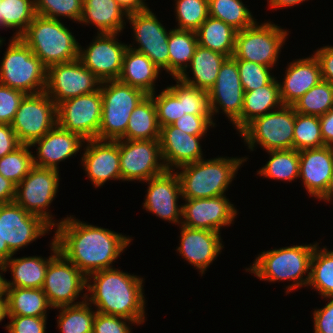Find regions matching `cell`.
<instances>
[{
  "label": "cell",
  "mask_w": 333,
  "mask_h": 333,
  "mask_svg": "<svg viewBox=\"0 0 333 333\" xmlns=\"http://www.w3.org/2000/svg\"><path fill=\"white\" fill-rule=\"evenodd\" d=\"M54 239L59 252L86 277L112 267L131 238L109 229L81 222L70 216L57 225Z\"/></svg>",
  "instance_id": "cell-1"
},
{
  "label": "cell",
  "mask_w": 333,
  "mask_h": 333,
  "mask_svg": "<svg viewBox=\"0 0 333 333\" xmlns=\"http://www.w3.org/2000/svg\"><path fill=\"white\" fill-rule=\"evenodd\" d=\"M142 283L143 278L116 268L96 271L87 276L86 301L94 304L98 313L122 316L140 325L145 320Z\"/></svg>",
  "instance_id": "cell-2"
},
{
  "label": "cell",
  "mask_w": 333,
  "mask_h": 333,
  "mask_svg": "<svg viewBox=\"0 0 333 333\" xmlns=\"http://www.w3.org/2000/svg\"><path fill=\"white\" fill-rule=\"evenodd\" d=\"M247 158L201 159L183 165L176 171L181 183L182 198L200 199L224 195L238 168ZM181 168V169H180Z\"/></svg>",
  "instance_id": "cell-3"
},
{
  "label": "cell",
  "mask_w": 333,
  "mask_h": 333,
  "mask_svg": "<svg viewBox=\"0 0 333 333\" xmlns=\"http://www.w3.org/2000/svg\"><path fill=\"white\" fill-rule=\"evenodd\" d=\"M315 246L316 243L263 251L246 271H251L250 273L255 274L261 280L269 282L293 280V283L286 287V293L301 286L307 287ZM306 273L305 278L303 276Z\"/></svg>",
  "instance_id": "cell-4"
},
{
  "label": "cell",
  "mask_w": 333,
  "mask_h": 333,
  "mask_svg": "<svg viewBox=\"0 0 333 333\" xmlns=\"http://www.w3.org/2000/svg\"><path fill=\"white\" fill-rule=\"evenodd\" d=\"M20 38L46 68L79 58L80 45L60 19L36 15Z\"/></svg>",
  "instance_id": "cell-5"
},
{
  "label": "cell",
  "mask_w": 333,
  "mask_h": 333,
  "mask_svg": "<svg viewBox=\"0 0 333 333\" xmlns=\"http://www.w3.org/2000/svg\"><path fill=\"white\" fill-rule=\"evenodd\" d=\"M0 65V84L25 94L45 91L47 68L20 37H12Z\"/></svg>",
  "instance_id": "cell-6"
},
{
  "label": "cell",
  "mask_w": 333,
  "mask_h": 333,
  "mask_svg": "<svg viewBox=\"0 0 333 333\" xmlns=\"http://www.w3.org/2000/svg\"><path fill=\"white\" fill-rule=\"evenodd\" d=\"M100 92L102 118L98 140L121 139L126 133L131 112L147 94L118 79L101 82Z\"/></svg>",
  "instance_id": "cell-7"
},
{
  "label": "cell",
  "mask_w": 333,
  "mask_h": 333,
  "mask_svg": "<svg viewBox=\"0 0 333 333\" xmlns=\"http://www.w3.org/2000/svg\"><path fill=\"white\" fill-rule=\"evenodd\" d=\"M287 35V30L271 22L260 25L256 22L237 31L233 57L273 68Z\"/></svg>",
  "instance_id": "cell-8"
},
{
  "label": "cell",
  "mask_w": 333,
  "mask_h": 333,
  "mask_svg": "<svg viewBox=\"0 0 333 333\" xmlns=\"http://www.w3.org/2000/svg\"><path fill=\"white\" fill-rule=\"evenodd\" d=\"M295 110L291 105H282L278 110L255 118L241 132L250 150L259 144L266 149H293Z\"/></svg>",
  "instance_id": "cell-9"
},
{
  "label": "cell",
  "mask_w": 333,
  "mask_h": 333,
  "mask_svg": "<svg viewBox=\"0 0 333 333\" xmlns=\"http://www.w3.org/2000/svg\"><path fill=\"white\" fill-rule=\"evenodd\" d=\"M57 124V105L45 93L26 94L11 127L20 144L31 145Z\"/></svg>",
  "instance_id": "cell-10"
},
{
  "label": "cell",
  "mask_w": 333,
  "mask_h": 333,
  "mask_svg": "<svg viewBox=\"0 0 333 333\" xmlns=\"http://www.w3.org/2000/svg\"><path fill=\"white\" fill-rule=\"evenodd\" d=\"M59 171L34 165L30 172L16 185L14 202L25 211L40 216L51 227L55 223L47 212L59 187Z\"/></svg>",
  "instance_id": "cell-11"
},
{
  "label": "cell",
  "mask_w": 333,
  "mask_h": 333,
  "mask_svg": "<svg viewBox=\"0 0 333 333\" xmlns=\"http://www.w3.org/2000/svg\"><path fill=\"white\" fill-rule=\"evenodd\" d=\"M87 277L60 252L49 261L42 287L46 294L51 308L76 305L86 300V293L83 294V301L75 302L79 294L86 290Z\"/></svg>",
  "instance_id": "cell-12"
},
{
  "label": "cell",
  "mask_w": 333,
  "mask_h": 333,
  "mask_svg": "<svg viewBox=\"0 0 333 333\" xmlns=\"http://www.w3.org/2000/svg\"><path fill=\"white\" fill-rule=\"evenodd\" d=\"M101 118L100 88L57 105V124L67 131L79 134L84 140L98 139Z\"/></svg>",
  "instance_id": "cell-13"
},
{
  "label": "cell",
  "mask_w": 333,
  "mask_h": 333,
  "mask_svg": "<svg viewBox=\"0 0 333 333\" xmlns=\"http://www.w3.org/2000/svg\"><path fill=\"white\" fill-rule=\"evenodd\" d=\"M100 85L101 81L77 59L48 67L44 92L58 105L64 100L97 91Z\"/></svg>",
  "instance_id": "cell-14"
},
{
  "label": "cell",
  "mask_w": 333,
  "mask_h": 333,
  "mask_svg": "<svg viewBox=\"0 0 333 333\" xmlns=\"http://www.w3.org/2000/svg\"><path fill=\"white\" fill-rule=\"evenodd\" d=\"M120 172L123 181H147L166 171L159 140L119 139Z\"/></svg>",
  "instance_id": "cell-15"
},
{
  "label": "cell",
  "mask_w": 333,
  "mask_h": 333,
  "mask_svg": "<svg viewBox=\"0 0 333 333\" xmlns=\"http://www.w3.org/2000/svg\"><path fill=\"white\" fill-rule=\"evenodd\" d=\"M133 26L134 38L138 48H128L145 54L160 70L169 72L168 38L170 30L158 21L157 16L149 8L128 14L125 17Z\"/></svg>",
  "instance_id": "cell-16"
},
{
  "label": "cell",
  "mask_w": 333,
  "mask_h": 333,
  "mask_svg": "<svg viewBox=\"0 0 333 333\" xmlns=\"http://www.w3.org/2000/svg\"><path fill=\"white\" fill-rule=\"evenodd\" d=\"M0 219L2 243L13 254L52 229L40 216L25 211L15 202L0 204Z\"/></svg>",
  "instance_id": "cell-17"
},
{
  "label": "cell",
  "mask_w": 333,
  "mask_h": 333,
  "mask_svg": "<svg viewBox=\"0 0 333 333\" xmlns=\"http://www.w3.org/2000/svg\"><path fill=\"white\" fill-rule=\"evenodd\" d=\"M118 33H97L87 49L79 47V60L101 82L116 80L122 70L127 44L118 42Z\"/></svg>",
  "instance_id": "cell-18"
},
{
  "label": "cell",
  "mask_w": 333,
  "mask_h": 333,
  "mask_svg": "<svg viewBox=\"0 0 333 333\" xmlns=\"http://www.w3.org/2000/svg\"><path fill=\"white\" fill-rule=\"evenodd\" d=\"M236 215L237 209L226 195L185 199V204L182 205L181 225L220 233L221 227L231 225Z\"/></svg>",
  "instance_id": "cell-19"
},
{
  "label": "cell",
  "mask_w": 333,
  "mask_h": 333,
  "mask_svg": "<svg viewBox=\"0 0 333 333\" xmlns=\"http://www.w3.org/2000/svg\"><path fill=\"white\" fill-rule=\"evenodd\" d=\"M244 93L237 59L227 57L220 67L214 86L208 91L212 117L221 108L233 124L241 116Z\"/></svg>",
  "instance_id": "cell-20"
},
{
  "label": "cell",
  "mask_w": 333,
  "mask_h": 333,
  "mask_svg": "<svg viewBox=\"0 0 333 333\" xmlns=\"http://www.w3.org/2000/svg\"><path fill=\"white\" fill-rule=\"evenodd\" d=\"M145 182L149 185L143 207L163 220L180 224L182 205L178 206L177 200L182 196V192L177 172L166 170Z\"/></svg>",
  "instance_id": "cell-21"
},
{
  "label": "cell",
  "mask_w": 333,
  "mask_h": 333,
  "mask_svg": "<svg viewBox=\"0 0 333 333\" xmlns=\"http://www.w3.org/2000/svg\"><path fill=\"white\" fill-rule=\"evenodd\" d=\"M85 142L87 144L81 162L94 186H102L107 180H122L119 139L115 141L91 139Z\"/></svg>",
  "instance_id": "cell-22"
},
{
  "label": "cell",
  "mask_w": 333,
  "mask_h": 333,
  "mask_svg": "<svg viewBox=\"0 0 333 333\" xmlns=\"http://www.w3.org/2000/svg\"><path fill=\"white\" fill-rule=\"evenodd\" d=\"M203 136L189 135L172 124L161 127L159 143L166 170H174L203 159L199 143Z\"/></svg>",
  "instance_id": "cell-23"
},
{
  "label": "cell",
  "mask_w": 333,
  "mask_h": 333,
  "mask_svg": "<svg viewBox=\"0 0 333 333\" xmlns=\"http://www.w3.org/2000/svg\"><path fill=\"white\" fill-rule=\"evenodd\" d=\"M84 143L85 140L79 134L67 131L56 124L30 145L32 147L38 144L37 157L33 155L34 165L59 171V162L75 156Z\"/></svg>",
  "instance_id": "cell-24"
},
{
  "label": "cell",
  "mask_w": 333,
  "mask_h": 333,
  "mask_svg": "<svg viewBox=\"0 0 333 333\" xmlns=\"http://www.w3.org/2000/svg\"><path fill=\"white\" fill-rule=\"evenodd\" d=\"M181 226L180 245L176 249L185 260L197 267L202 274L220 254L221 233L205 229H193Z\"/></svg>",
  "instance_id": "cell-25"
},
{
  "label": "cell",
  "mask_w": 333,
  "mask_h": 333,
  "mask_svg": "<svg viewBox=\"0 0 333 333\" xmlns=\"http://www.w3.org/2000/svg\"><path fill=\"white\" fill-rule=\"evenodd\" d=\"M332 174V146L299 151V177L309 195L319 199L326 191Z\"/></svg>",
  "instance_id": "cell-26"
},
{
  "label": "cell",
  "mask_w": 333,
  "mask_h": 333,
  "mask_svg": "<svg viewBox=\"0 0 333 333\" xmlns=\"http://www.w3.org/2000/svg\"><path fill=\"white\" fill-rule=\"evenodd\" d=\"M285 75L283 83H279L280 98L283 105L291 106L322 79L320 65L314 55L291 62Z\"/></svg>",
  "instance_id": "cell-27"
},
{
  "label": "cell",
  "mask_w": 333,
  "mask_h": 333,
  "mask_svg": "<svg viewBox=\"0 0 333 333\" xmlns=\"http://www.w3.org/2000/svg\"><path fill=\"white\" fill-rule=\"evenodd\" d=\"M53 251L48 259L40 256H28L22 258H12V256L2 265L4 272L10 268L13 280L6 281V287L21 288H42L49 261L59 252L55 239H52L50 246Z\"/></svg>",
  "instance_id": "cell-28"
},
{
  "label": "cell",
  "mask_w": 333,
  "mask_h": 333,
  "mask_svg": "<svg viewBox=\"0 0 333 333\" xmlns=\"http://www.w3.org/2000/svg\"><path fill=\"white\" fill-rule=\"evenodd\" d=\"M283 105L276 77L267 85L244 93L241 116L233 123L239 133L255 118Z\"/></svg>",
  "instance_id": "cell-29"
},
{
  "label": "cell",
  "mask_w": 333,
  "mask_h": 333,
  "mask_svg": "<svg viewBox=\"0 0 333 333\" xmlns=\"http://www.w3.org/2000/svg\"><path fill=\"white\" fill-rule=\"evenodd\" d=\"M159 72L160 69L145 54L127 48L118 80L151 95L155 93L154 82Z\"/></svg>",
  "instance_id": "cell-30"
},
{
  "label": "cell",
  "mask_w": 333,
  "mask_h": 333,
  "mask_svg": "<svg viewBox=\"0 0 333 333\" xmlns=\"http://www.w3.org/2000/svg\"><path fill=\"white\" fill-rule=\"evenodd\" d=\"M227 56L197 45L194 55L188 65L193 78L184 71L178 78L184 83L201 90L209 91L215 84L219 70Z\"/></svg>",
  "instance_id": "cell-31"
},
{
  "label": "cell",
  "mask_w": 333,
  "mask_h": 333,
  "mask_svg": "<svg viewBox=\"0 0 333 333\" xmlns=\"http://www.w3.org/2000/svg\"><path fill=\"white\" fill-rule=\"evenodd\" d=\"M123 16L127 17V13L115 0H83L79 22L93 24L97 33H120L126 25Z\"/></svg>",
  "instance_id": "cell-32"
},
{
  "label": "cell",
  "mask_w": 333,
  "mask_h": 333,
  "mask_svg": "<svg viewBox=\"0 0 333 333\" xmlns=\"http://www.w3.org/2000/svg\"><path fill=\"white\" fill-rule=\"evenodd\" d=\"M160 126L153 98L147 95L131 112L123 140H159Z\"/></svg>",
  "instance_id": "cell-33"
},
{
  "label": "cell",
  "mask_w": 333,
  "mask_h": 333,
  "mask_svg": "<svg viewBox=\"0 0 333 333\" xmlns=\"http://www.w3.org/2000/svg\"><path fill=\"white\" fill-rule=\"evenodd\" d=\"M8 316L46 317L51 308L42 288L7 287Z\"/></svg>",
  "instance_id": "cell-34"
},
{
  "label": "cell",
  "mask_w": 333,
  "mask_h": 333,
  "mask_svg": "<svg viewBox=\"0 0 333 333\" xmlns=\"http://www.w3.org/2000/svg\"><path fill=\"white\" fill-rule=\"evenodd\" d=\"M237 30L220 19L208 16L196 31L198 45L232 57Z\"/></svg>",
  "instance_id": "cell-35"
},
{
  "label": "cell",
  "mask_w": 333,
  "mask_h": 333,
  "mask_svg": "<svg viewBox=\"0 0 333 333\" xmlns=\"http://www.w3.org/2000/svg\"><path fill=\"white\" fill-rule=\"evenodd\" d=\"M198 45L197 34L190 30L170 29L168 38L169 74L178 78L191 62Z\"/></svg>",
  "instance_id": "cell-36"
},
{
  "label": "cell",
  "mask_w": 333,
  "mask_h": 333,
  "mask_svg": "<svg viewBox=\"0 0 333 333\" xmlns=\"http://www.w3.org/2000/svg\"><path fill=\"white\" fill-rule=\"evenodd\" d=\"M316 243L311 258L310 279L308 286H312L321 297H333V251L326 247L319 248ZM321 249V250H320Z\"/></svg>",
  "instance_id": "cell-37"
},
{
  "label": "cell",
  "mask_w": 333,
  "mask_h": 333,
  "mask_svg": "<svg viewBox=\"0 0 333 333\" xmlns=\"http://www.w3.org/2000/svg\"><path fill=\"white\" fill-rule=\"evenodd\" d=\"M36 16L34 0H0V27L15 28L20 37Z\"/></svg>",
  "instance_id": "cell-38"
},
{
  "label": "cell",
  "mask_w": 333,
  "mask_h": 333,
  "mask_svg": "<svg viewBox=\"0 0 333 333\" xmlns=\"http://www.w3.org/2000/svg\"><path fill=\"white\" fill-rule=\"evenodd\" d=\"M270 159L257 174L274 180L293 181L299 177V151L281 149L266 151Z\"/></svg>",
  "instance_id": "cell-39"
},
{
  "label": "cell",
  "mask_w": 333,
  "mask_h": 333,
  "mask_svg": "<svg viewBox=\"0 0 333 333\" xmlns=\"http://www.w3.org/2000/svg\"><path fill=\"white\" fill-rule=\"evenodd\" d=\"M209 16L231 25L235 30H243L256 23L242 0H208Z\"/></svg>",
  "instance_id": "cell-40"
},
{
  "label": "cell",
  "mask_w": 333,
  "mask_h": 333,
  "mask_svg": "<svg viewBox=\"0 0 333 333\" xmlns=\"http://www.w3.org/2000/svg\"><path fill=\"white\" fill-rule=\"evenodd\" d=\"M292 107L300 114L322 116L333 108V84L321 79L295 101Z\"/></svg>",
  "instance_id": "cell-41"
},
{
  "label": "cell",
  "mask_w": 333,
  "mask_h": 333,
  "mask_svg": "<svg viewBox=\"0 0 333 333\" xmlns=\"http://www.w3.org/2000/svg\"><path fill=\"white\" fill-rule=\"evenodd\" d=\"M85 300L76 305L62 306L58 315V326L61 333H93V321L96 311Z\"/></svg>",
  "instance_id": "cell-42"
},
{
  "label": "cell",
  "mask_w": 333,
  "mask_h": 333,
  "mask_svg": "<svg viewBox=\"0 0 333 333\" xmlns=\"http://www.w3.org/2000/svg\"><path fill=\"white\" fill-rule=\"evenodd\" d=\"M293 133V149L297 151L325 146L318 116L304 115L295 111Z\"/></svg>",
  "instance_id": "cell-43"
},
{
  "label": "cell",
  "mask_w": 333,
  "mask_h": 333,
  "mask_svg": "<svg viewBox=\"0 0 333 333\" xmlns=\"http://www.w3.org/2000/svg\"><path fill=\"white\" fill-rule=\"evenodd\" d=\"M176 85L167 87L180 101L183 113L200 116H212L209 103V94L184 83L179 78H174Z\"/></svg>",
  "instance_id": "cell-44"
},
{
  "label": "cell",
  "mask_w": 333,
  "mask_h": 333,
  "mask_svg": "<svg viewBox=\"0 0 333 333\" xmlns=\"http://www.w3.org/2000/svg\"><path fill=\"white\" fill-rule=\"evenodd\" d=\"M30 145L21 144L13 152L0 158V174L18 185L34 166Z\"/></svg>",
  "instance_id": "cell-45"
},
{
  "label": "cell",
  "mask_w": 333,
  "mask_h": 333,
  "mask_svg": "<svg viewBox=\"0 0 333 333\" xmlns=\"http://www.w3.org/2000/svg\"><path fill=\"white\" fill-rule=\"evenodd\" d=\"M176 29L196 32L201 24L208 18V0H175Z\"/></svg>",
  "instance_id": "cell-46"
},
{
  "label": "cell",
  "mask_w": 333,
  "mask_h": 333,
  "mask_svg": "<svg viewBox=\"0 0 333 333\" xmlns=\"http://www.w3.org/2000/svg\"><path fill=\"white\" fill-rule=\"evenodd\" d=\"M36 15L58 20V17H68L80 21L83 0H34Z\"/></svg>",
  "instance_id": "cell-47"
},
{
  "label": "cell",
  "mask_w": 333,
  "mask_h": 333,
  "mask_svg": "<svg viewBox=\"0 0 333 333\" xmlns=\"http://www.w3.org/2000/svg\"><path fill=\"white\" fill-rule=\"evenodd\" d=\"M237 67L244 92L255 90L269 84L275 77L270 67L246 60H237Z\"/></svg>",
  "instance_id": "cell-48"
},
{
  "label": "cell",
  "mask_w": 333,
  "mask_h": 333,
  "mask_svg": "<svg viewBox=\"0 0 333 333\" xmlns=\"http://www.w3.org/2000/svg\"><path fill=\"white\" fill-rule=\"evenodd\" d=\"M150 96L153 98L156 106L157 120L160 128L171 125L185 114L183 113L182 101L168 88L164 89L158 96L155 93Z\"/></svg>",
  "instance_id": "cell-49"
},
{
  "label": "cell",
  "mask_w": 333,
  "mask_h": 333,
  "mask_svg": "<svg viewBox=\"0 0 333 333\" xmlns=\"http://www.w3.org/2000/svg\"><path fill=\"white\" fill-rule=\"evenodd\" d=\"M26 94L0 84V124H10L14 120L19 104Z\"/></svg>",
  "instance_id": "cell-50"
},
{
  "label": "cell",
  "mask_w": 333,
  "mask_h": 333,
  "mask_svg": "<svg viewBox=\"0 0 333 333\" xmlns=\"http://www.w3.org/2000/svg\"><path fill=\"white\" fill-rule=\"evenodd\" d=\"M127 321L135 324L134 321L122 316L96 312L93 321V333H131Z\"/></svg>",
  "instance_id": "cell-51"
},
{
  "label": "cell",
  "mask_w": 333,
  "mask_h": 333,
  "mask_svg": "<svg viewBox=\"0 0 333 333\" xmlns=\"http://www.w3.org/2000/svg\"><path fill=\"white\" fill-rule=\"evenodd\" d=\"M172 125L189 135H205L208 128L210 126L214 127L215 123L212 116L184 114L177 121L173 122Z\"/></svg>",
  "instance_id": "cell-52"
},
{
  "label": "cell",
  "mask_w": 333,
  "mask_h": 333,
  "mask_svg": "<svg viewBox=\"0 0 333 333\" xmlns=\"http://www.w3.org/2000/svg\"><path fill=\"white\" fill-rule=\"evenodd\" d=\"M11 322L5 327L8 333H46L47 317L8 316Z\"/></svg>",
  "instance_id": "cell-53"
},
{
  "label": "cell",
  "mask_w": 333,
  "mask_h": 333,
  "mask_svg": "<svg viewBox=\"0 0 333 333\" xmlns=\"http://www.w3.org/2000/svg\"><path fill=\"white\" fill-rule=\"evenodd\" d=\"M324 308L313 313L314 333H333V297Z\"/></svg>",
  "instance_id": "cell-54"
},
{
  "label": "cell",
  "mask_w": 333,
  "mask_h": 333,
  "mask_svg": "<svg viewBox=\"0 0 333 333\" xmlns=\"http://www.w3.org/2000/svg\"><path fill=\"white\" fill-rule=\"evenodd\" d=\"M314 56L320 65L322 80L333 84V46L318 49Z\"/></svg>",
  "instance_id": "cell-55"
},
{
  "label": "cell",
  "mask_w": 333,
  "mask_h": 333,
  "mask_svg": "<svg viewBox=\"0 0 333 333\" xmlns=\"http://www.w3.org/2000/svg\"><path fill=\"white\" fill-rule=\"evenodd\" d=\"M16 133L10 124H0V158L20 146Z\"/></svg>",
  "instance_id": "cell-56"
},
{
  "label": "cell",
  "mask_w": 333,
  "mask_h": 333,
  "mask_svg": "<svg viewBox=\"0 0 333 333\" xmlns=\"http://www.w3.org/2000/svg\"><path fill=\"white\" fill-rule=\"evenodd\" d=\"M324 145L333 146V108L319 117Z\"/></svg>",
  "instance_id": "cell-57"
},
{
  "label": "cell",
  "mask_w": 333,
  "mask_h": 333,
  "mask_svg": "<svg viewBox=\"0 0 333 333\" xmlns=\"http://www.w3.org/2000/svg\"><path fill=\"white\" fill-rule=\"evenodd\" d=\"M16 184L0 174V204L14 202Z\"/></svg>",
  "instance_id": "cell-58"
},
{
  "label": "cell",
  "mask_w": 333,
  "mask_h": 333,
  "mask_svg": "<svg viewBox=\"0 0 333 333\" xmlns=\"http://www.w3.org/2000/svg\"><path fill=\"white\" fill-rule=\"evenodd\" d=\"M119 6L128 14L147 9L146 0H115Z\"/></svg>",
  "instance_id": "cell-59"
},
{
  "label": "cell",
  "mask_w": 333,
  "mask_h": 333,
  "mask_svg": "<svg viewBox=\"0 0 333 333\" xmlns=\"http://www.w3.org/2000/svg\"><path fill=\"white\" fill-rule=\"evenodd\" d=\"M305 0H268L269 6L273 9L282 8V7H290L298 5L299 3H303Z\"/></svg>",
  "instance_id": "cell-60"
},
{
  "label": "cell",
  "mask_w": 333,
  "mask_h": 333,
  "mask_svg": "<svg viewBox=\"0 0 333 333\" xmlns=\"http://www.w3.org/2000/svg\"><path fill=\"white\" fill-rule=\"evenodd\" d=\"M14 254L9 250L6 243H2L1 219H0V265H3Z\"/></svg>",
  "instance_id": "cell-61"
},
{
  "label": "cell",
  "mask_w": 333,
  "mask_h": 333,
  "mask_svg": "<svg viewBox=\"0 0 333 333\" xmlns=\"http://www.w3.org/2000/svg\"><path fill=\"white\" fill-rule=\"evenodd\" d=\"M331 198H333V174L330 178V182L328 184L326 191L323 193V195L319 199L324 200V201L327 200L329 202V201L333 200Z\"/></svg>",
  "instance_id": "cell-62"
},
{
  "label": "cell",
  "mask_w": 333,
  "mask_h": 333,
  "mask_svg": "<svg viewBox=\"0 0 333 333\" xmlns=\"http://www.w3.org/2000/svg\"><path fill=\"white\" fill-rule=\"evenodd\" d=\"M8 318V307H7V299L5 297H0V322L4 320V318Z\"/></svg>",
  "instance_id": "cell-63"
},
{
  "label": "cell",
  "mask_w": 333,
  "mask_h": 333,
  "mask_svg": "<svg viewBox=\"0 0 333 333\" xmlns=\"http://www.w3.org/2000/svg\"><path fill=\"white\" fill-rule=\"evenodd\" d=\"M0 271L4 272L3 266L0 265ZM0 272V297L6 296V279L1 275L2 273Z\"/></svg>",
  "instance_id": "cell-64"
},
{
  "label": "cell",
  "mask_w": 333,
  "mask_h": 333,
  "mask_svg": "<svg viewBox=\"0 0 333 333\" xmlns=\"http://www.w3.org/2000/svg\"><path fill=\"white\" fill-rule=\"evenodd\" d=\"M3 41H4V40L0 38V46L2 45Z\"/></svg>",
  "instance_id": "cell-65"
}]
</instances>
